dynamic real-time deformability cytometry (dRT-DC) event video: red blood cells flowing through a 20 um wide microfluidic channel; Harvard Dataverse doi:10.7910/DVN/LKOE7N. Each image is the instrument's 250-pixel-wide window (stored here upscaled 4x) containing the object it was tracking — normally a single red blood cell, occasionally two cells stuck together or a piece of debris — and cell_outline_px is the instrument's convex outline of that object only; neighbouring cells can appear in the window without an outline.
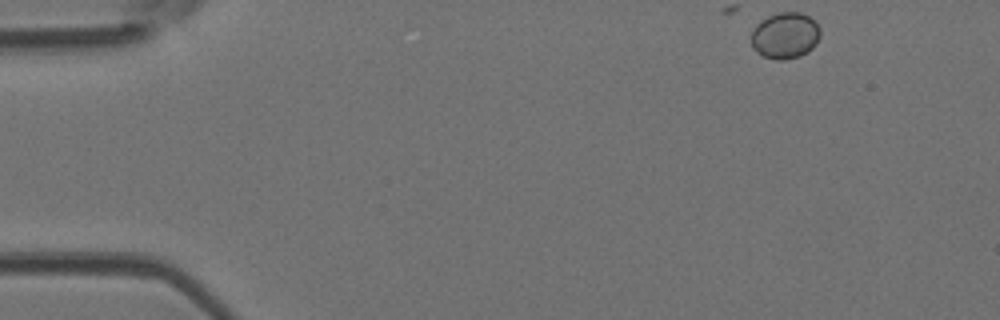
{"species": "Egyptian fruit bat (a non-hibernating species)", "species_latin": "Rousettus aegyptiacus", "temperature_condition": "room temperature", "stored_images_in_passage": 10, "camera_frame_rate_fps": 3000, "um_per_image_px": 0.085, "animal": {"sex": "female"}, "frame": {"image": 1, "passage_image": 1, "time_ms": 0.0, "image_size_px": [1000, 320], "cell_outline_px": [[820, 36], [816, 44], [808, 52], [800, 56], [784, 60], [776, 60], [764, 56], [756, 52], [752, 48], [752, 32], [756, 24], [760, 20], [776, 12], [800, 12], [808, 16], [820, 28]], "centroid_in_image_um": [66.72, 3.02], "position_along_channel_um": 18.3, "area_um2": 18.73}}
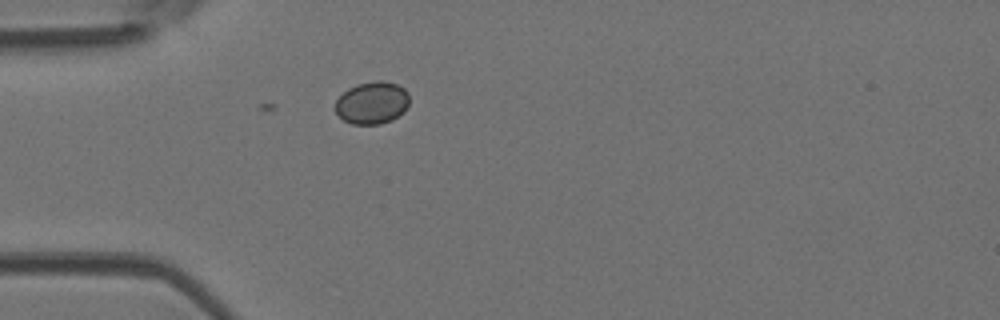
{"frame": {"image": 2, "passage_image": 10, "time_ms": 3.0, "image_size_px": [1000, 320], "cell_outline_px": [[408, 104], [404, 112], [392, 120], [380, 124], [352, 124], [344, 120], [332, 108], [336, 100], [348, 88], [356, 84], [376, 80], [384, 80], [396, 84], [404, 88], [408, 92]], "centroid_in_image_um": [31.61, 8.73], "position_along_channel_um": 53.4, "area_um2": 18.5}}